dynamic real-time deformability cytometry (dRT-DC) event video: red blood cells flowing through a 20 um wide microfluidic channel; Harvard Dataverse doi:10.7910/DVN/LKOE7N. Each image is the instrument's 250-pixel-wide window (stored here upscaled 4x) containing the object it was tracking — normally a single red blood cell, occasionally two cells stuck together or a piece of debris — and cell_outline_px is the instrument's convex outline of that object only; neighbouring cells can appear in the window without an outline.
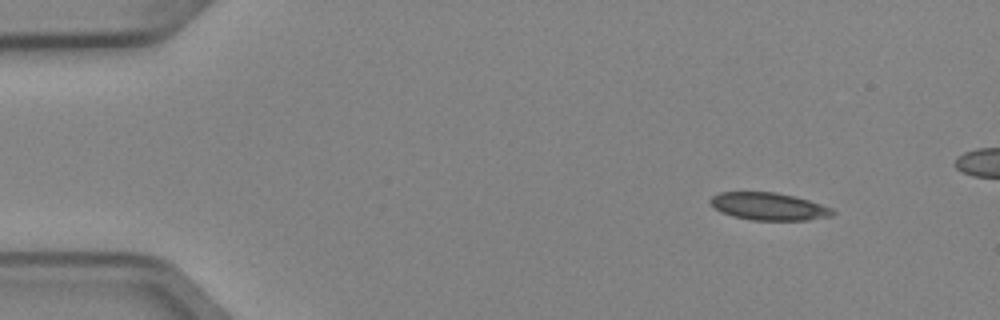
{"species": "Egyptian fruit bat (a non-hibernating species)", "species_latin": "Rousettus aegyptiacus", "temperature_condition": "cold", "stored_images_in_passage": 4, "camera_frame_rate_fps": 3000, "um_per_image_px": 0.085, "animal": {"sex": "female"}, "frame": {"image": 1, "passage_image": 1, "time_ms": 0.0, "image_size_px": [1000, 320], "cell_outline_px": [[836, 212], [832, 216], [808, 220], [752, 220], [732, 216], [720, 212], [708, 200], [712, 196], [720, 192], [776, 192], [796, 196], [832, 208]], "centroid_in_image_um": [65.35, 17.54], "position_along_channel_um": 19.6, "area_um2": 19.65}}